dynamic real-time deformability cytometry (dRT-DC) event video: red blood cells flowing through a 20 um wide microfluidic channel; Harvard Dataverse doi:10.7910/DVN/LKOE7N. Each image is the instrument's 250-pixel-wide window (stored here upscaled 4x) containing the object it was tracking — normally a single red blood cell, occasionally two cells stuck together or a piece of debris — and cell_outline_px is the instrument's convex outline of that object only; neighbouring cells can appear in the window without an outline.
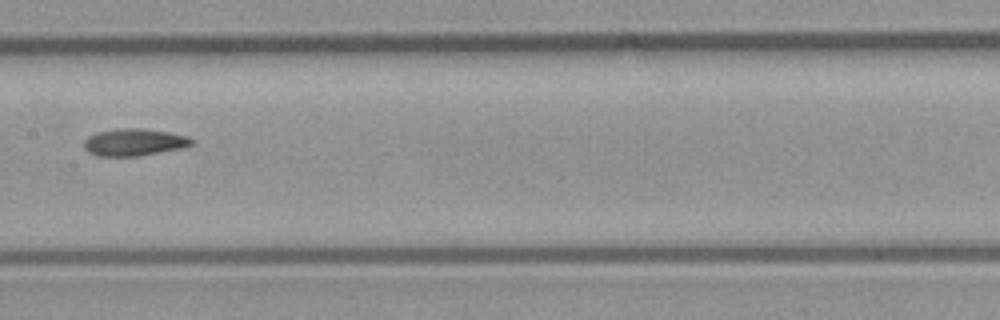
{"species": "common noctule bat (a hibernating species)", "species_latin": "Nyctalus noctula", "temperature_condition": "room temperature", "stored_images_in_passage": 6, "camera_frame_rate_fps": 3000, "um_per_image_px": 0.085, "animal": {"sex": "male", "body_mass_g": 23.1, "forearm_length_mm": 52.7}, "frame": {"image": 1, "passage_image": 5, "time_ms": 1.333, "image_size_px": [1000, 320], "cell_outline_px": [[192, 144], [184, 148], [136, 156], [96, 156], [88, 152], [84, 148], [84, 140], [88, 136], [96, 132], [116, 128], [144, 128], [168, 132], [188, 136], [192, 140]], "centroid_in_image_um": [11.37, 12.08], "position_along_channel_um": 196.0, "area_um2": 17.17}}
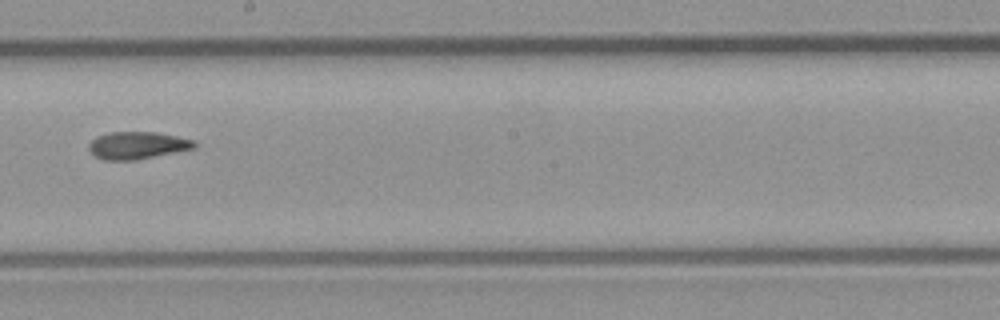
{"frame": {"image": 2, "passage_image": 6, "time_ms": 1.667, "image_size_px": [1000, 320], "cell_outline_px": [[196, 148], [136, 160], [104, 160], [96, 156], [88, 148], [88, 144], [96, 136], [108, 132], [156, 132], [196, 140]], "centroid_in_image_um": [11.69, 12.35], "position_along_channel_um": 236.5, "area_um2": 16.88}}